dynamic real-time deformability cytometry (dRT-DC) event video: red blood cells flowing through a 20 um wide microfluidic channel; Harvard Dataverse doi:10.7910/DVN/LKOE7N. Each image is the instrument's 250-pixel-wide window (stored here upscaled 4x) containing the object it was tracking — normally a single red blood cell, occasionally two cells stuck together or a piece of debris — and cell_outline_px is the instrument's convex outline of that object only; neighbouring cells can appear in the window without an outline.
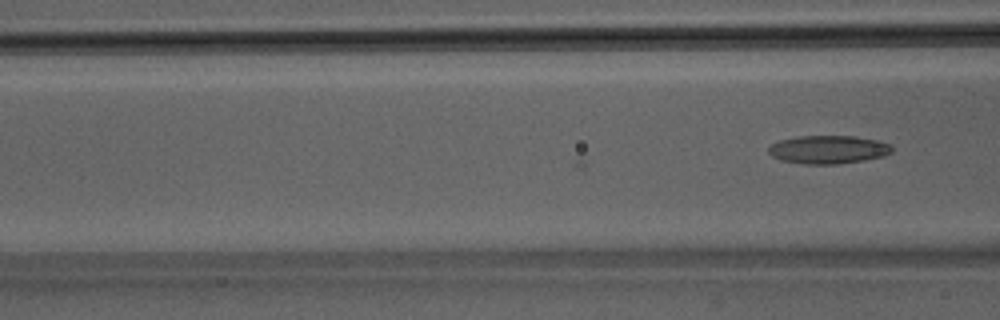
{"species": "Egyptian fruit bat (a non-hibernating species)", "species_latin": "Rousettus aegyptiacus", "temperature_condition": "room temperature", "stored_images_in_passage": 5, "camera_frame_rate_fps": 3000, "um_per_image_px": 0.085, "animal": {"sex": "male"}, "frame": {"image": 1, "passage_image": 5, "time_ms": 1.333, "image_size_px": [1000, 320], "cell_outline_px": [[892, 152], [884, 156], [864, 160], [836, 164], [804, 164], [780, 160], [772, 156], [768, 152], [768, 148], [772, 144], [780, 140], [796, 136], [856, 136], [880, 140], [892, 144]], "centroid_in_image_um": [70.43, 12.7], "position_along_channel_um": 96.2, "area_um2": 20.52}}